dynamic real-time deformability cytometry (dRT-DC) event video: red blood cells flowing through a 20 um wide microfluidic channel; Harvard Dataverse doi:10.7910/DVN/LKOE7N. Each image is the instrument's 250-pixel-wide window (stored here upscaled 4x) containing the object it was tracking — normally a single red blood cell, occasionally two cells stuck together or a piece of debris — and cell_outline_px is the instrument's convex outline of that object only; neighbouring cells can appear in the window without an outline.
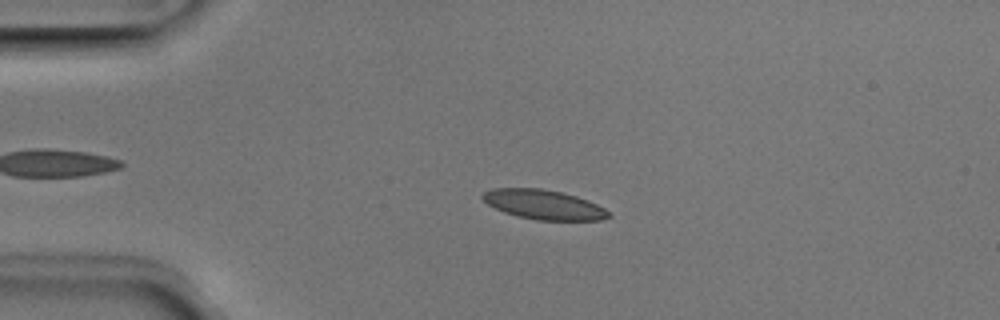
{"species": "Egyptian fruit bat (a non-hibernating species)", "species_latin": "Rousettus aegyptiacus", "temperature_condition": "room temperature", "stored_images_in_passage": 51, "camera_frame_rate_fps": 3000, "um_per_image_px": 0.085, "animal": {"sex": "male"}, "frame": {"image": 1, "passage_image": 11, "time_ms": 3.333, "image_size_px": [1000, 320], "cell_outline_px": [[612, 216], [604, 220], [536, 220], [516, 216], [504, 212], [488, 204], [480, 196], [484, 192], [492, 188], [540, 188], [560, 192], [576, 196], [588, 200], [604, 208]], "centroid_in_image_um": [46.21, 17.39], "position_along_channel_um": 38.8, "area_um2": 21.68}}
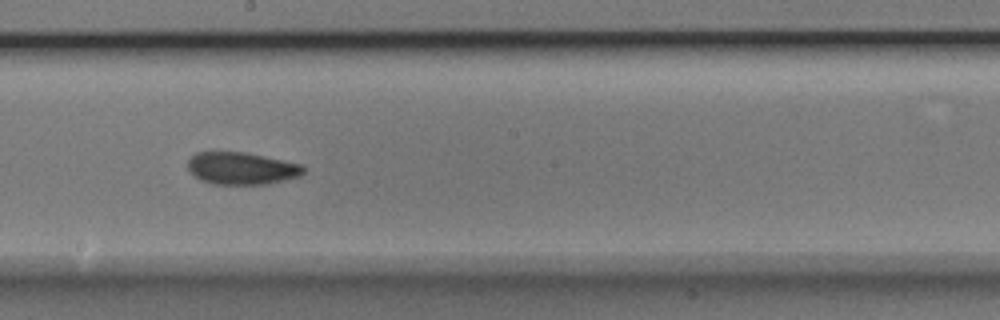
{"frame": {"image": 2, "passage_image": 28, "time_ms": 9.0, "image_size_px": [1000, 320], "cell_outline_px": [[304, 172], [300, 176], [268, 184], [212, 184], [200, 180], [188, 168], [188, 160], [196, 152], [244, 152], [304, 164]], "centroid_in_image_um": [20.56, 14.31], "position_along_channel_um": 227.6, "area_um2": 21.73}}
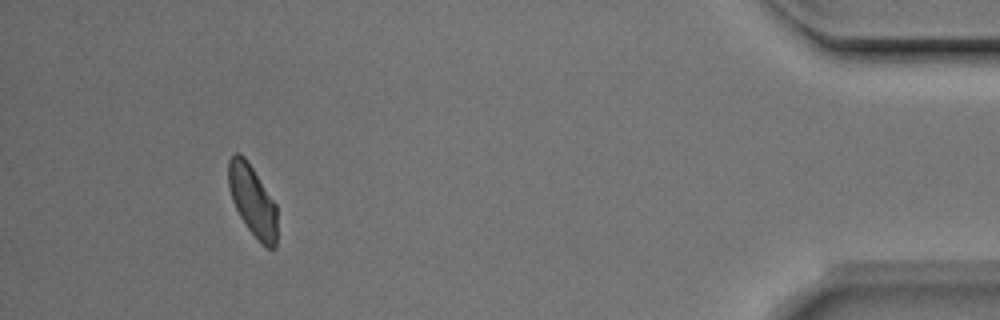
{"frame": {"image": 3, "passage_image": 47, "time_ms": 15.333, "image_size_px": [1000, 320], "cell_outline_px": [[276, 248], [264, 248], [260, 244], [248, 228], [240, 216], [232, 200], [228, 184], [228, 160], [236, 152], [240, 152], [244, 156], [276, 204]], "centroid_in_image_um": [21.46, 17.07], "position_along_channel_um": 413.7, "area_um2": 20.0}, "authors_computed_cell_mechanics": {"area_um2": 21.5594, "velocity_mm_per_s": 3.9249, "shape_relaxation_time_tau1_ms": 6.8835, "shape_relaxation_time_tau2_ms": 3.4034, "deformation_change_tau1": 0.1347, "deformation_change_tau2": 0.0891}}